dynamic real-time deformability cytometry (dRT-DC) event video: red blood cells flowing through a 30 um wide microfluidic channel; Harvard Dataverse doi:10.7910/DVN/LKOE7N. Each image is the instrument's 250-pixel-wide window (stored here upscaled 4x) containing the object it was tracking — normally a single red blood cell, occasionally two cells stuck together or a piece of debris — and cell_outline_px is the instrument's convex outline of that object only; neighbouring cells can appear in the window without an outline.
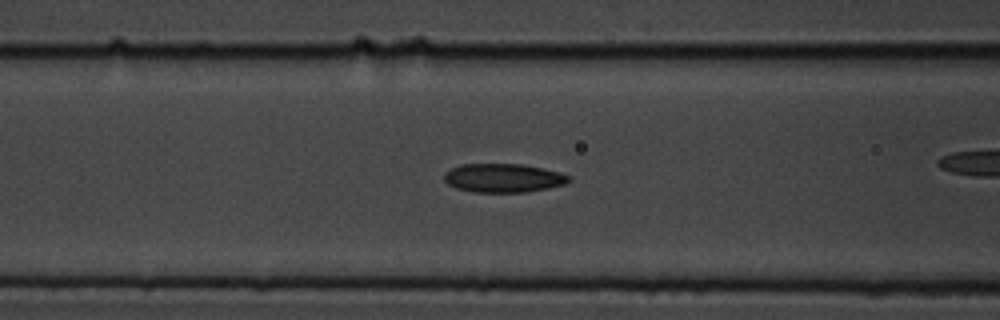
{"species": "common noctule bat (a hibernating species)", "species_latin": "Nyctalus noctula", "temperature_condition": "cold", "stored_images_in_passage": 38, "camera_frame_rate_fps": 3000, "um_per_image_px": 0.085, "animal": {"sex": "male", "body_mass_g": 19.5, "forearm_length_mm": 54.6}, "frame": {"image": 1, "passage_image": 15, "time_ms": 4.667, "image_size_px": [1000, 320], "cell_outline_px": [[572, 180], [564, 184], [548, 188], [528, 192], [472, 192], [456, 188], [448, 184], [444, 180], [444, 172], [460, 164], [520, 164], [544, 168], [560, 172], [572, 176]], "centroid_in_image_um": [42.8, 15.13], "position_along_channel_um": 123.8, "area_um2": 21.1}}
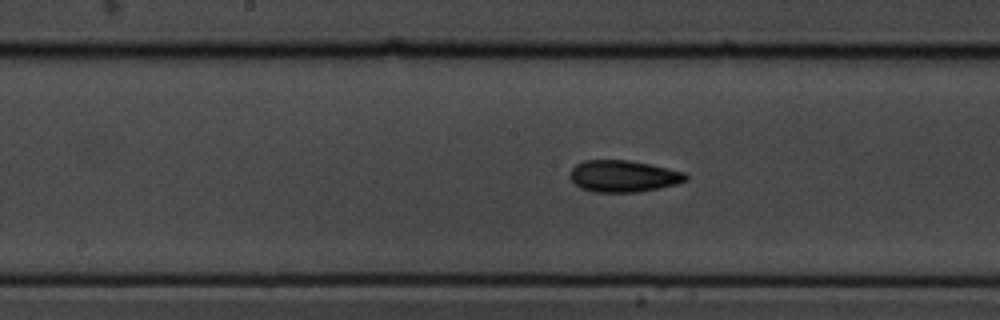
{"frame": {"image": 2, "passage_image": 21, "time_ms": 6.667, "image_size_px": [1000, 320], "cell_outline_px": [[688, 180], [676, 184], [660, 188], [636, 192], [592, 192], [580, 188], [568, 176], [568, 172], [576, 164], [584, 160], [628, 160], [648, 164], [684, 172], [688, 176]], "centroid_in_image_um": [52.95, 14.98], "position_along_channel_um": 195.3, "area_um2": 21.44}}
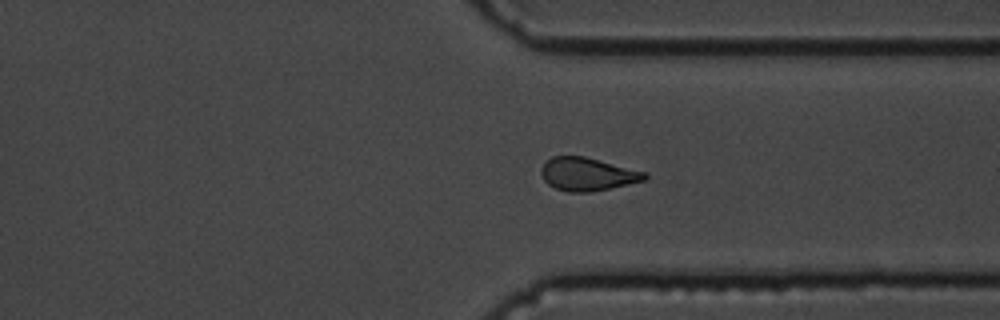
{"frame": {"image": 3, "passage_image": 35, "time_ms": 11.333, "image_size_px": [1000, 320], "cell_outline_px": [[648, 180], [592, 192], [568, 192], [556, 188], [548, 184], [544, 180], [540, 172], [540, 168], [552, 156], [584, 156], [648, 172]], "centroid_in_image_um": [49.98, 14.81], "position_along_channel_um": 361.4, "area_um2": 20.17}}